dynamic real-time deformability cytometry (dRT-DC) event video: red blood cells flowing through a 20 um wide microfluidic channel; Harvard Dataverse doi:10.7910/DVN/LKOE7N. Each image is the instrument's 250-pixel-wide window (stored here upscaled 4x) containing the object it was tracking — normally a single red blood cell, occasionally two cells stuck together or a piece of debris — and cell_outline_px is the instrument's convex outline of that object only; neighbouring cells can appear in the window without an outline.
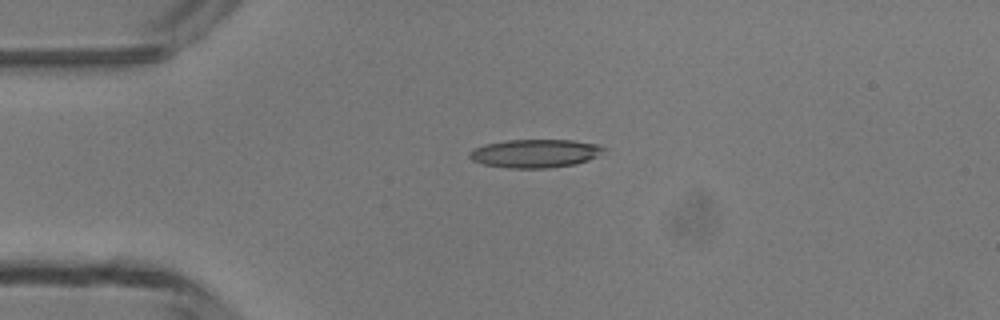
{"species": "common noctule bat (a hibernating species)", "species_latin": "Nyctalus noctula", "temperature_condition": "room temperature", "stored_images_in_passage": 5, "camera_frame_rate_fps": 3000, "um_per_image_px": 0.085, "animal": {"sex": "male", "body_mass_g": 13.3}, "frame": {"image": 1, "passage_image": 3, "time_ms": 3.333, "image_size_px": [1000, 320], "cell_outline_px": [[608, 148], [596, 156], [588, 160], [576, 164], [548, 168], [508, 168], [484, 164], [472, 160], [468, 156], [468, 152], [484, 144], [504, 140], [572, 140], [600, 144]], "centroid_in_image_um": [45.5, 13.03], "position_along_channel_um": 39.5, "area_um2": 22.31}}
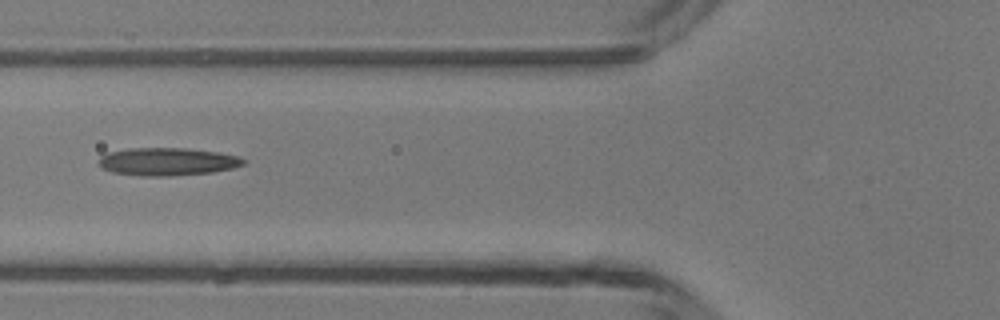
{"frame": {"image": 2, "passage_image": 5, "time_ms": 5.667, "image_size_px": [1000, 320], "cell_outline_px": [[248, 160], [244, 164], [232, 168], [212, 172], [172, 176], [140, 176], [112, 172], [104, 168], [96, 160], [100, 156], [108, 152], [132, 148], [188, 148], [216, 152], [236, 156]], "centroid_in_image_um": [14.21, 13.74], "position_along_channel_um": 111.6, "area_um2": 23.47}}